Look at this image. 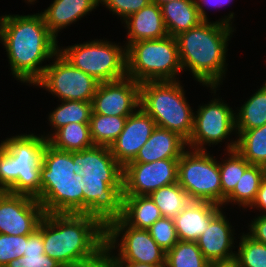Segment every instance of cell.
<instances>
[{"instance_id":"cell-4","label":"cell","mask_w":266,"mask_h":267,"mask_svg":"<svg viewBox=\"0 0 266 267\" xmlns=\"http://www.w3.org/2000/svg\"><path fill=\"white\" fill-rule=\"evenodd\" d=\"M233 17L230 13L220 22L213 23L204 19L175 36L182 69L189 68L198 82L212 90L218 87L226 71L227 41L234 31L230 24Z\"/></svg>"},{"instance_id":"cell-46","label":"cell","mask_w":266,"mask_h":267,"mask_svg":"<svg viewBox=\"0 0 266 267\" xmlns=\"http://www.w3.org/2000/svg\"><path fill=\"white\" fill-rule=\"evenodd\" d=\"M28 2H30V3H32V2H34L35 0H27Z\"/></svg>"},{"instance_id":"cell-31","label":"cell","mask_w":266,"mask_h":267,"mask_svg":"<svg viewBox=\"0 0 266 267\" xmlns=\"http://www.w3.org/2000/svg\"><path fill=\"white\" fill-rule=\"evenodd\" d=\"M127 117L92 113L89 127L94 145L110 147L124 129Z\"/></svg>"},{"instance_id":"cell-5","label":"cell","mask_w":266,"mask_h":267,"mask_svg":"<svg viewBox=\"0 0 266 267\" xmlns=\"http://www.w3.org/2000/svg\"><path fill=\"white\" fill-rule=\"evenodd\" d=\"M73 152L46 144L41 164V192L36 200L44 213L83 214L82 174Z\"/></svg>"},{"instance_id":"cell-35","label":"cell","mask_w":266,"mask_h":267,"mask_svg":"<svg viewBox=\"0 0 266 267\" xmlns=\"http://www.w3.org/2000/svg\"><path fill=\"white\" fill-rule=\"evenodd\" d=\"M235 261L240 267H266V244L242 235Z\"/></svg>"},{"instance_id":"cell-28","label":"cell","mask_w":266,"mask_h":267,"mask_svg":"<svg viewBox=\"0 0 266 267\" xmlns=\"http://www.w3.org/2000/svg\"><path fill=\"white\" fill-rule=\"evenodd\" d=\"M265 176V167L260 165H250L241 176L235 189L225 198L224 204L234 202L243 207H250L255 201L261 181Z\"/></svg>"},{"instance_id":"cell-7","label":"cell","mask_w":266,"mask_h":267,"mask_svg":"<svg viewBox=\"0 0 266 267\" xmlns=\"http://www.w3.org/2000/svg\"><path fill=\"white\" fill-rule=\"evenodd\" d=\"M176 81L140 83V107L155 121L156 126L174 131L188 140L193 130L194 112Z\"/></svg>"},{"instance_id":"cell-3","label":"cell","mask_w":266,"mask_h":267,"mask_svg":"<svg viewBox=\"0 0 266 267\" xmlns=\"http://www.w3.org/2000/svg\"><path fill=\"white\" fill-rule=\"evenodd\" d=\"M0 40L3 42L16 79L35 84L59 51L56 37L48 30L41 14L0 17Z\"/></svg>"},{"instance_id":"cell-34","label":"cell","mask_w":266,"mask_h":267,"mask_svg":"<svg viewBox=\"0 0 266 267\" xmlns=\"http://www.w3.org/2000/svg\"><path fill=\"white\" fill-rule=\"evenodd\" d=\"M229 158L219 163L221 180V206L225 198L235 189L245 170L251 165L236 150L228 151Z\"/></svg>"},{"instance_id":"cell-29","label":"cell","mask_w":266,"mask_h":267,"mask_svg":"<svg viewBox=\"0 0 266 267\" xmlns=\"http://www.w3.org/2000/svg\"><path fill=\"white\" fill-rule=\"evenodd\" d=\"M5 267H63L44 253L42 233L36 229L25 235V250L21 257L10 261Z\"/></svg>"},{"instance_id":"cell-27","label":"cell","mask_w":266,"mask_h":267,"mask_svg":"<svg viewBox=\"0 0 266 267\" xmlns=\"http://www.w3.org/2000/svg\"><path fill=\"white\" fill-rule=\"evenodd\" d=\"M266 124V83L241 106L235 115L236 131L244 132Z\"/></svg>"},{"instance_id":"cell-36","label":"cell","mask_w":266,"mask_h":267,"mask_svg":"<svg viewBox=\"0 0 266 267\" xmlns=\"http://www.w3.org/2000/svg\"><path fill=\"white\" fill-rule=\"evenodd\" d=\"M147 230L155 242L166 252L178 242L176 228L172 218L161 217Z\"/></svg>"},{"instance_id":"cell-25","label":"cell","mask_w":266,"mask_h":267,"mask_svg":"<svg viewBox=\"0 0 266 267\" xmlns=\"http://www.w3.org/2000/svg\"><path fill=\"white\" fill-rule=\"evenodd\" d=\"M238 134L239 138L230 142L227 150H236L251 165L266 168V124Z\"/></svg>"},{"instance_id":"cell-38","label":"cell","mask_w":266,"mask_h":267,"mask_svg":"<svg viewBox=\"0 0 266 267\" xmlns=\"http://www.w3.org/2000/svg\"><path fill=\"white\" fill-rule=\"evenodd\" d=\"M151 2V0H100L101 4L106 5L113 14L123 17L124 20Z\"/></svg>"},{"instance_id":"cell-16","label":"cell","mask_w":266,"mask_h":267,"mask_svg":"<svg viewBox=\"0 0 266 267\" xmlns=\"http://www.w3.org/2000/svg\"><path fill=\"white\" fill-rule=\"evenodd\" d=\"M91 103L92 113L130 116L140 107V83L129 77L99 83Z\"/></svg>"},{"instance_id":"cell-8","label":"cell","mask_w":266,"mask_h":267,"mask_svg":"<svg viewBox=\"0 0 266 267\" xmlns=\"http://www.w3.org/2000/svg\"><path fill=\"white\" fill-rule=\"evenodd\" d=\"M127 77L138 83L146 81H176L182 71L176 38L143 40L126 48Z\"/></svg>"},{"instance_id":"cell-21","label":"cell","mask_w":266,"mask_h":267,"mask_svg":"<svg viewBox=\"0 0 266 267\" xmlns=\"http://www.w3.org/2000/svg\"><path fill=\"white\" fill-rule=\"evenodd\" d=\"M128 28L126 48L136 41L155 40L168 36L161 7L150 3L124 20Z\"/></svg>"},{"instance_id":"cell-32","label":"cell","mask_w":266,"mask_h":267,"mask_svg":"<svg viewBox=\"0 0 266 267\" xmlns=\"http://www.w3.org/2000/svg\"><path fill=\"white\" fill-rule=\"evenodd\" d=\"M197 242H178L166 252L165 267H210Z\"/></svg>"},{"instance_id":"cell-41","label":"cell","mask_w":266,"mask_h":267,"mask_svg":"<svg viewBox=\"0 0 266 267\" xmlns=\"http://www.w3.org/2000/svg\"><path fill=\"white\" fill-rule=\"evenodd\" d=\"M229 1L231 0H197V4H198V8H199V13L201 15V17L203 19H208L207 18V15H206V12L204 11V8L202 6V4H206V5H210V6H219V7H222V5H225L227 3H229ZM201 2V4H200Z\"/></svg>"},{"instance_id":"cell-14","label":"cell","mask_w":266,"mask_h":267,"mask_svg":"<svg viewBox=\"0 0 266 267\" xmlns=\"http://www.w3.org/2000/svg\"><path fill=\"white\" fill-rule=\"evenodd\" d=\"M194 115L193 130L187 145L192 150H206L204 144H218L236 129L233 110L219 99L200 106Z\"/></svg>"},{"instance_id":"cell-26","label":"cell","mask_w":266,"mask_h":267,"mask_svg":"<svg viewBox=\"0 0 266 267\" xmlns=\"http://www.w3.org/2000/svg\"><path fill=\"white\" fill-rule=\"evenodd\" d=\"M46 139L49 145L61 151L77 152L94 146L89 123H69Z\"/></svg>"},{"instance_id":"cell-22","label":"cell","mask_w":266,"mask_h":267,"mask_svg":"<svg viewBox=\"0 0 266 267\" xmlns=\"http://www.w3.org/2000/svg\"><path fill=\"white\" fill-rule=\"evenodd\" d=\"M100 0H54L42 13L48 30L57 37L58 32L95 9Z\"/></svg>"},{"instance_id":"cell-44","label":"cell","mask_w":266,"mask_h":267,"mask_svg":"<svg viewBox=\"0 0 266 267\" xmlns=\"http://www.w3.org/2000/svg\"><path fill=\"white\" fill-rule=\"evenodd\" d=\"M152 3L157 4L158 6H161L167 2L175 1V0H151Z\"/></svg>"},{"instance_id":"cell-33","label":"cell","mask_w":266,"mask_h":267,"mask_svg":"<svg viewBox=\"0 0 266 267\" xmlns=\"http://www.w3.org/2000/svg\"><path fill=\"white\" fill-rule=\"evenodd\" d=\"M92 114V103L76 100L62 101L58 108L49 114V121L54 130L69 123H89Z\"/></svg>"},{"instance_id":"cell-6","label":"cell","mask_w":266,"mask_h":267,"mask_svg":"<svg viewBox=\"0 0 266 267\" xmlns=\"http://www.w3.org/2000/svg\"><path fill=\"white\" fill-rule=\"evenodd\" d=\"M46 137L24 134L0 144V191L36 198L41 192V164Z\"/></svg>"},{"instance_id":"cell-12","label":"cell","mask_w":266,"mask_h":267,"mask_svg":"<svg viewBox=\"0 0 266 267\" xmlns=\"http://www.w3.org/2000/svg\"><path fill=\"white\" fill-rule=\"evenodd\" d=\"M55 59L34 85L45 88L62 101L91 102L100 82L73 67L59 52Z\"/></svg>"},{"instance_id":"cell-19","label":"cell","mask_w":266,"mask_h":267,"mask_svg":"<svg viewBox=\"0 0 266 267\" xmlns=\"http://www.w3.org/2000/svg\"><path fill=\"white\" fill-rule=\"evenodd\" d=\"M220 207L211 202H190L173 219L178 240L196 242L210 221L222 210Z\"/></svg>"},{"instance_id":"cell-42","label":"cell","mask_w":266,"mask_h":267,"mask_svg":"<svg viewBox=\"0 0 266 267\" xmlns=\"http://www.w3.org/2000/svg\"><path fill=\"white\" fill-rule=\"evenodd\" d=\"M110 267H165L138 262H106Z\"/></svg>"},{"instance_id":"cell-13","label":"cell","mask_w":266,"mask_h":267,"mask_svg":"<svg viewBox=\"0 0 266 267\" xmlns=\"http://www.w3.org/2000/svg\"><path fill=\"white\" fill-rule=\"evenodd\" d=\"M179 158L149 163H127L123 167V196H149L157 189L177 183Z\"/></svg>"},{"instance_id":"cell-24","label":"cell","mask_w":266,"mask_h":267,"mask_svg":"<svg viewBox=\"0 0 266 267\" xmlns=\"http://www.w3.org/2000/svg\"><path fill=\"white\" fill-rule=\"evenodd\" d=\"M161 217L159 208L149 196H123L121 218L129 226L147 230Z\"/></svg>"},{"instance_id":"cell-23","label":"cell","mask_w":266,"mask_h":267,"mask_svg":"<svg viewBox=\"0 0 266 267\" xmlns=\"http://www.w3.org/2000/svg\"><path fill=\"white\" fill-rule=\"evenodd\" d=\"M160 7L168 35L173 37L190 30L204 20L199 13L196 0H175Z\"/></svg>"},{"instance_id":"cell-37","label":"cell","mask_w":266,"mask_h":267,"mask_svg":"<svg viewBox=\"0 0 266 267\" xmlns=\"http://www.w3.org/2000/svg\"><path fill=\"white\" fill-rule=\"evenodd\" d=\"M25 250V235L0 234V267L21 257Z\"/></svg>"},{"instance_id":"cell-17","label":"cell","mask_w":266,"mask_h":267,"mask_svg":"<svg viewBox=\"0 0 266 267\" xmlns=\"http://www.w3.org/2000/svg\"><path fill=\"white\" fill-rule=\"evenodd\" d=\"M155 128L154 119L139 107L127 117L124 129L109 147L115 160L122 167L133 161Z\"/></svg>"},{"instance_id":"cell-39","label":"cell","mask_w":266,"mask_h":267,"mask_svg":"<svg viewBox=\"0 0 266 267\" xmlns=\"http://www.w3.org/2000/svg\"><path fill=\"white\" fill-rule=\"evenodd\" d=\"M249 226L248 235L255 241L266 244V214L255 218Z\"/></svg>"},{"instance_id":"cell-9","label":"cell","mask_w":266,"mask_h":267,"mask_svg":"<svg viewBox=\"0 0 266 267\" xmlns=\"http://www.w3.org/2000/svg\"><path fill=\"white\" fill-rule=\"evenodd\" d=\"M73 67L94 77L98 82H111L127 77L126 47L94 40L75 44L58 51Z\"/></svg>"},{"instance_id":"cell-11","label":"cell","mask_w":266,"mask_h":267,"mask_svg":"<svg viewBox=\"0 0 266 267\" xmlns=\"http://www.w3.org/2000/svg\"><path fill=\"white\" fill-rule=\"evenodd\" d=\"M120 233L123 236L119 244L116 241ZM116 244L120 248L119 254L114 257L110 252L115 249ZM165 259L166 251L155 242L148 230L129 226L122 218L115 219L106 226L105 262H138L165 266Z\"/></svg>"},{"instance_id":"cell-15","label":"cell","mask_w":266,"mask_h":267,"mask_svg":"<svg viewBox=\"0 0 266 267\" xmlns=\"http://www.w3.org/2000/svg\"><path fill=\"white\" fill-rule=\"evenodd\" d=\"M45 213L36 198L0 191V234L29 235Z\"/></svg>"},{"instance_id":"cell-30","label":"cell","mask_w":266,"mask_h":267,"mask_svg":"<svg viewBox=\"0 0 266 267\" xmlns=\"http://www.w3.org/2000/svg\"><path fill=\"white\" fill-rule=\"evenodd\" d=\"M149 197L159 208L162 217L172 219L192 202L190 196L178 183L163 186L152 192Z\"/></svg>"},{"instance_id":"cell-18","label":"cell","mask_w":266,"mask_h":267,"mask_svg":"<svg viewBox=\"0 0 266 267\" xmlns=\"http://www.w3.org/2000/svg\"><path fill=\"white\" fill-rule=\"evenodd\" d=\"M231 227L226 216L220 211L196 241L202 254L211 264L235 260L236 254L230 249L234 247Z\"/></svg>"},{"instance_id":"cell-45","label":"cell","mask_w":266,"mask_h":267,"mask_svg":"<svg viewBox=\"0 0 266 267\" xmlns=\"http://www.w3.org/2000/svg\"><path fill=\"white\" fill-rule=\"evenodd\" d=\"M97 267H110L106 262H104L102 265L97 266Z\"/></svg>"},{"instance_id":"cell-2","label":"cell","mask_w":266,"mask_h":267,"mask_svg":"<svg viewBox=\"0 0 266 267\" xmlns=\"http://www.w3.org/2000/svg\"><path fill=\"white\" fill-rule=\"evenodd\" d=\"M73 162L82 174L83 214L95 217L105 227L121 218L123 204V167L109 147L94 145L73 152Z\"/></svg>"},{"instance_id":"cell-1","label":"cell","mask_w":266,"mask_h":267,"mask_svg":"<svg viewBox=\"0 0 266 267\" xmlns=\"http://www.w3.org/2000/svg\"><path fill=\"white\" fill-rule=\"evenodd\" d=\"M37 229L44 253L63 267H97L105 262L106 227L95 217L46 213Z\"/></svg>"},{"instance_id":"cell-40","label":"cell","mask_w":266,"mask_h":267,"mask_svg":"<svg viewBox=\"0 0 266 267\" xmlns=\"http://www.w3.org/2000/svg\"><path fill=\"white\" fill-rule=\"evenodd\" d=\"M261 208L262 210H264V215H265V211H266V176L265 178L261 181L260 184V188L257 192V196L255 198V201L252 203V205L250 206V208Z\"/></svg>"},{"instance_id":"cell-20","label":"cell","mask_w":266,"mask_h":267,"mask_svg":"<svg viewBox=\"0 0 266 267\" xmlns=\"http://www.w3.org/2000/svg\"><path fill=\"white\" fill-rule=\"evenodd\" d=\"M187 140L180 134L157 127L129 163H149L162 159L180 158L186 151Z\"/></svg>"},{"instance_id":"cell-43","label":"cell","mask_w":266,"mask_h":267,"mask_svg":"<svg viewBox=\"0 0 266 267\" xmlns=\"http://www.w3.org/2000/svg\"><path fill=\"white\" fill-rule=\"evenodd\" d=\"M210 267H240L239 264L233 260L229 262L212 263Z\"/></svg>"},{"instance_id":"cell-10","label":"cell","mask_w":266,"mask_h":267,"mask_svg":"<svg viewBox=\"0 0 266 267\" xmlns=\"http://www.w3.org/2000/svg\"><path fill=\"white\" fill-rule=\"evenodd\" d=\"M207 150L185 151L178 161L177 183L192 201L221 205L219 163Z\"/></svg>"}]
</instances>
